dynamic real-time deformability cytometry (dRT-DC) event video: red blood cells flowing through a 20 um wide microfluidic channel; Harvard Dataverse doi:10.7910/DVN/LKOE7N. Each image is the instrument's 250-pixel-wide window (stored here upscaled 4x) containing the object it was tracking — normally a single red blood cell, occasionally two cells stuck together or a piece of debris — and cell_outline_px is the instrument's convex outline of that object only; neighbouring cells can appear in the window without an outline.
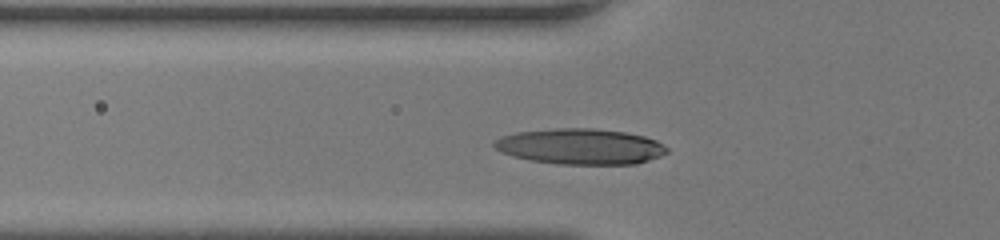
{"species": "human", "species_latin": "Homo sapiens", "temperature_condition": "room temperature", "stored_images_in_passage": 31, "camera_frame_rate_fps": 3000, "um_per_image_px": 0.085, "donor": {"sex": "female"}, "frame": {"image": 1, "passage_image": 9, "time_ms": 2.667, "image_size_px": [1000, 240], "cell_outline_px": [[668, 152], [660, 156], [636, 164], [556, 164], [528, 160], [512, 156], [500, 152], [492, 144], [500, 136], [516, 132], [556, 128], [596, 128], [624, 132], [644, 136], [656, 140], [664, 144], [668, 148]], "centroid_in_image_um": [49.32, 12.45], "position_along_channel_um": 76.5, "area_um2": 36.18}}
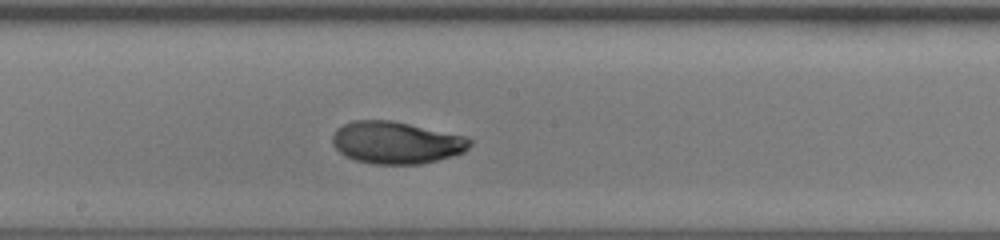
{"frame": {"image": 2, "passage_image": 18, "time_ms": 5.667, "image_size_px": [1000, 240], "cell_outline_px": [[472, 144], [464, 152], [436, 160], [420, 164], [372, 164], [356, 160], [344, 156], [332, 144], [332, 136], [336, 128], [352, 120], [392, 120], [464, 136], [472, 140]], "centroid_in_image_um": [33.64, 12.12], "position_along_channel_um": 214.6, "area_um2": 33.76}}
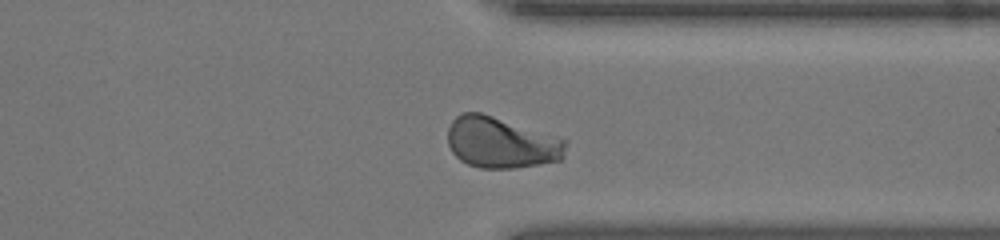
{"frame": {"image": 3, "passage_image": 28, "time_ms": 9.0, "image_size_px": [1000, 240], "cell_outline_px": [[568, 144], [564, 156], [560, 160], [516, 168], [480, 168], [468, 164], [460, 160], [452, 152], [448, 144], [448, 128], [452, 120], [456, 116], [464, 112], [480, 112], [568, 140]], "centroid_in_image_um": [42.6, 12.13], "position_along_channel_um": 368.8, "area_um2": 35.14}}